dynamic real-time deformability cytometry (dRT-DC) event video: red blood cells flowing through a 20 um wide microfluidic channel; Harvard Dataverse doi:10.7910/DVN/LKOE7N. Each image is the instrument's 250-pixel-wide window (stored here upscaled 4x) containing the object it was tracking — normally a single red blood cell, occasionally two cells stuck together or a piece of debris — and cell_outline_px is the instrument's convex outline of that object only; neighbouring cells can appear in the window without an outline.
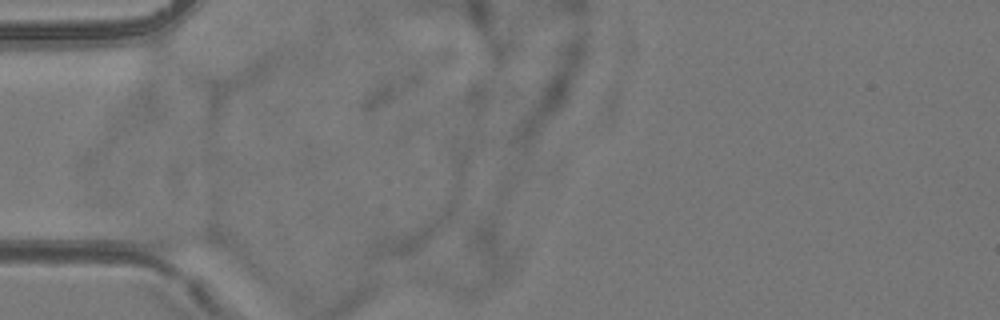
{"species": "common noctule bat (a hibernating species)", "species_latin": "Nyctalus noctula", "temperature_condition": "room temperature", "stored_images_in_passage": 2, "camera_frame_rate_fps": 3000, "um_per_image_px": 0.085, "animal": {"sex": "female", "body_mass_g": 24.6, "forearm_length_mm": 56.2}, "frame": {"image": 1, "passage_image": 1, "time_ms": 0.0, "image_size_px": [1000, 320], "cell_outline_px": [[228, 248], [168, 252], [152, 248], [140, 244], [124, 228], [128, 224], [144, 220], [208, 228], [216, 232], [224, 240]], "centroid_in_image_um": [14.85, 20.11], "position_along_channel_um": 70.2, "area_um2": 16.13}}